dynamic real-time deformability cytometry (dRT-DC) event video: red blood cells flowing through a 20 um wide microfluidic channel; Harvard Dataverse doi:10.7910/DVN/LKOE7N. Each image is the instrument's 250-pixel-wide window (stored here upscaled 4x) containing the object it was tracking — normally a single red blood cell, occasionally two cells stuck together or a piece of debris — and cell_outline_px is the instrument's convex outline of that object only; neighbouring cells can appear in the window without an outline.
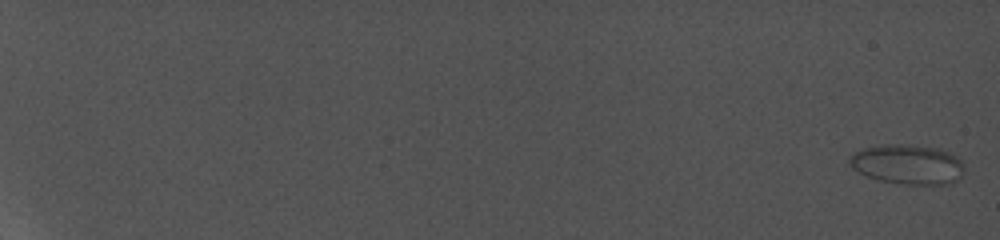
{"species": "common noctule bat (a hibernating species)", "species_latin": "Nyctalus noctula", "temperature_condition": "cold", "stored_images_in_passage": 14, "camera_frame_rate_fps": 5000, "um_per_image_px": 0.085, "animal": {"sex": "female", "body_mass_g": 19.0, "forearm_length_mm": 56.7}, "frame": {"image": 1, "passage_image": 1, "time_ms": 0.0, "image_size_px": [1000, 240], "cell_outline_px": [[964, 172], [952, 184], [904, 184], [880, 180], [868, 176], [852, 168], [848, 164], [848, 156], [864, 148], [888, 144], [908, 144], [936, 148], [948, 152], [956, 156], [960, 160], [964, 168]], "centroid_in_image_um": [77.14, 13.97], "position_along_channel_um": 7.9, "area_um2": 26.47}}
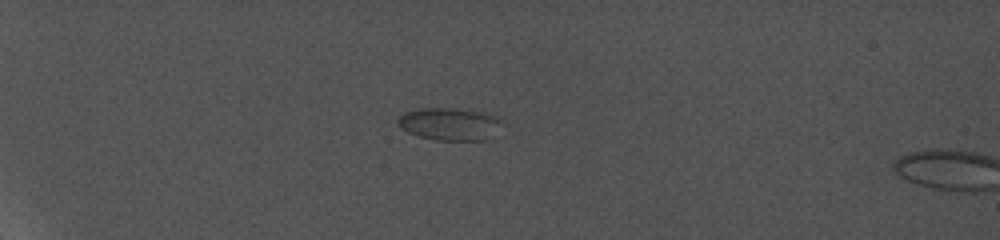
{"frame": {"image": 2, "passage_image": 9, "time_ms": 7.4, "image_size_px": [1000, 240], "cell_outline_px": [[504, 120], [488, 140], [436, 140], [420, 136], [408, 132], [400, 128], [396, 120], [404, 112], [420, 108], [452, 108], [484, 112], [496, 116]], "centroid_in_image_um": [38.21, 10.53], "position_along_channel_um": 46.8, "area_um2": 19.77}}
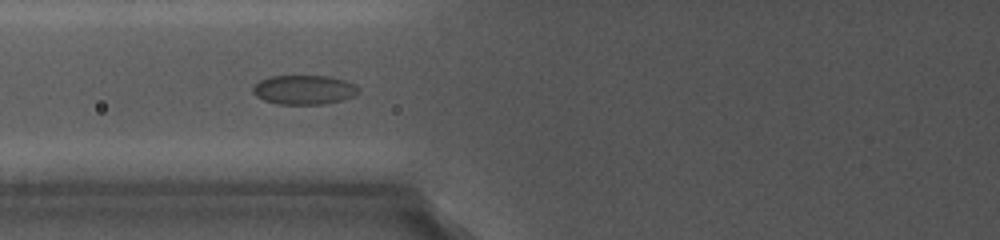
{"frame": {"image": 3, "passage_image": 13, "time_ms": 11.0, "image_size_px": [1000, 240], "cell_outline_px": [[360, 92], [352, 96], [340, 100], [320, 104], [276, 104], [264, 100], [256, 96], [252, 92], [252, 88], [260, 80], [268, 76], [328, 76], [344, 80], [356, 84], [360, 88]], "centroid_in_image_um": [25.83, 7.62], "position_along_channel_um": 100.0, "area_um2": 18.03}}